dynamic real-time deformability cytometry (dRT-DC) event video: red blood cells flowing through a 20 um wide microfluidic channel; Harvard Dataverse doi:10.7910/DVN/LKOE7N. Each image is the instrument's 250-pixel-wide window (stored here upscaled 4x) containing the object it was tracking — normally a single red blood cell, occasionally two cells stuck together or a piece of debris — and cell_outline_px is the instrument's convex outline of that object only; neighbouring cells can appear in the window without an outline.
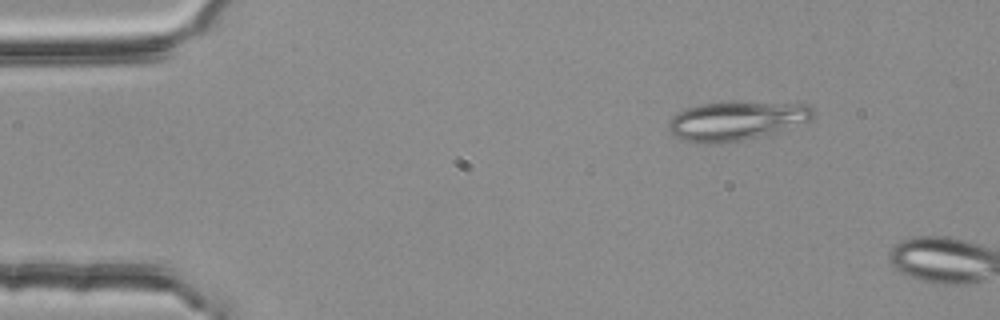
{"species": "common noctule bat (a hibernating species)", "species_latin": "Nyctalus noctula", "temperature_condition": "room temperature", "stored_images_in_passage": 2, "camera_frame_rate_fps": 3000, "um_per_image_px": 0.085, "animal": {"sex": "female", "body_mass_g": 25.1}, "frame": {"image": 1, "passage_image": 1, "time_ms": 0.0, "image_size_px": [1000, 320], "cell_outline_px": [[816, 112], [808, 120], [780, 132], [740, 140], [712, 144], [704, 144], [688, 140], [676, 136], [668, 128], [668, 124], [672, 116], [684, 108], [700, 104], [808, 104]], "centroid_in_image_um": [62.57, 10.3], "position_along_channel_um": 22.4, "area_um2": 31.73}}